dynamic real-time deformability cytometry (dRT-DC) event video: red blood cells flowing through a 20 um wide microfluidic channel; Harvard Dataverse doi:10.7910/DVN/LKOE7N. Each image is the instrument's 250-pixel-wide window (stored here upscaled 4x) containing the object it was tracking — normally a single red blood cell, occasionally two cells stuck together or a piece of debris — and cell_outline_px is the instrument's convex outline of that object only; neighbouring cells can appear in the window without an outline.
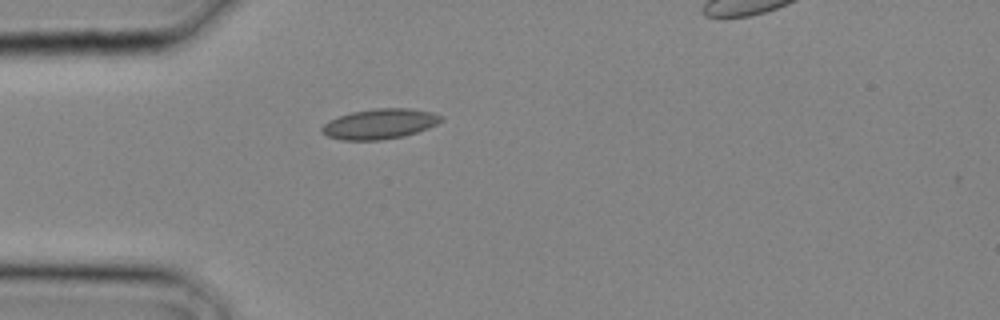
{"species": "common noctule bat (a hibernating species)", "species_latin": "Nyctalus noctula", "temperature_condition": "cold", "stored_images_in_passage": 3, "segment_of_instrument_passage": [1, 2], "camera_frame_rate_fps": 3000, "um_per_image_px": 0.085, "animal": {"sex": "male", "body_mass_g": 20.4}, "frame": {"image": 1, "passage_image": 2, "time_ms": 0.333, "image_size_px": [1000, 320], "cell_outline_px": [[444, 120], [428, 128], [404, 136], [380, 140], [340, 140], [328, 136], [320, 132], [320, 128], [328, 120], [352, 112], [376, 108], [412, 108], [432, 112], [444, 116]], "centroid_in_image_um": [32.28, 10.53], "position_along_channel_um": 52.7, "area_um2": 21.1}}